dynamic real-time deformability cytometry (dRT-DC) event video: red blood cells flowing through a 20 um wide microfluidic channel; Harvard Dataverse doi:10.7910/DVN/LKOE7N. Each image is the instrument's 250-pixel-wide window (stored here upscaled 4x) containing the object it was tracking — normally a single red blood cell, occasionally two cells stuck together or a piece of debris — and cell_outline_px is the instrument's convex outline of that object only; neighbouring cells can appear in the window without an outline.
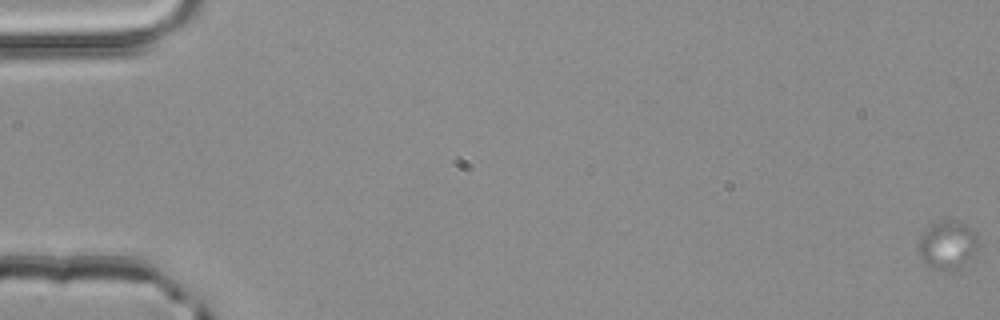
{"species": "common noctule bat (a hibernating species)", "species_latin": "Nyctalus noctula", "temperature_condition": "room temperature", "stored_images_in_passage": 34, "camera_frame_rate_fps": 3000, "um_per_image_px": 0.085, "animal": {"sex": "male", "body_mass_g": 20.4}, "frame": {"image": 1, "passage_image": 1, "time_ms": 0.0, "image_size_px": [1000, 320], "cell_outline_px": [[980, 244], [976, 260], [952, 272], [944, 272], [932, 268], [924, 260], [920, 252], [920, 236], [928, 228], [944, 220], [952, 220], [964, 224], [976, 236]], "centroid_in_image_um": [80.65, 20.92], "position_along_channel_um": 4.3, "area_um2": 17.05}}
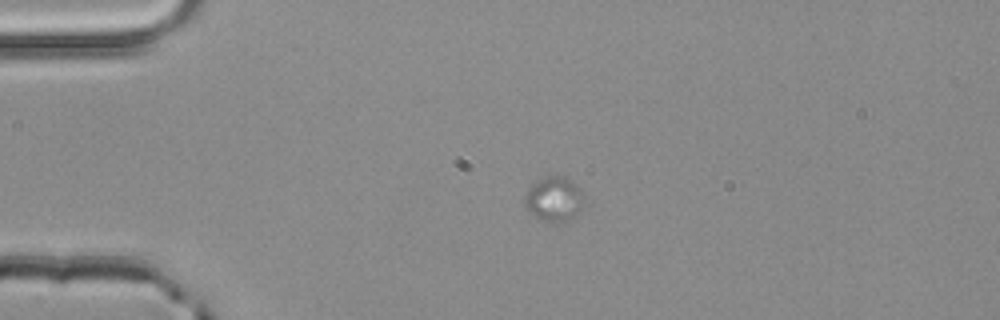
{"frame": {"image": 2, "passage_image": 15, "time_ms": 4.667, "image_size_px": [1000, 320], "cell_outline_px": [[584, 204], [564, 220], [544, 220], [532, 216], [524, 208], [524, 196], [528, 188], [536, 180], [544, 176], [564, 176], [572, 180], [580, 192], [584, 200]], "centroid_in_image_um": [46.99, 16.86], "position_along_channel_um": 38.0, "area_um2": 14.97}}